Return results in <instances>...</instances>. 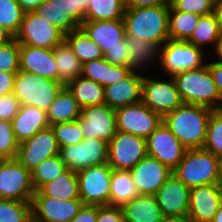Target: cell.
<instances>
[{
    "label": "cell",
    "mask_w": 222,
    "mask_h": 222,
    "mask_svg": "<svg viewBox=\"0 0 222 222\" xmlns=\"http://www.w3.org/2000/svg\"><path fill=\"white\" fill-rule=\"evenodd\" d=\"M212 109L183 104L163 117V122L188 149L203 148Z\"/></svg>",
    "instance_id": "6da1fadb"
},
{
    "label": "cell",
    "mask_w": 222,
    "mask_h": 222,
    "mask_svg": "<svg viewBox=\"0 0 222 222\" xmlns=\"http://www.w3.org/2000/svg\"><path fill=\"white\" fill-rule=\"evenodd\" d=\"M170 5L126 8V35L162 46L169 39Z\"/></svg>",
    "instance_id": "7a4b0ae2"
},
{
    "label": "cell",
    "mask_w": 222,
    "mask_h": 222,
    "mask_svg": "<svg viewBox=\"0 0 222 222\" xmlns=\"http://www.w3.org/2000/svg\"><path fill=\"white\" fill-rule=\"evenodd\" d=\"M173 79L184 104L220 110L222 99L207 64L175 74Z\"/></svg>",
    "instance_id": "3957f363"
},
{
    "label": "cell",
    "mask_w": 222,
    "mask_h": 222,
    "mask_svg": "<svg viewBox=\"0 0 222 222\" xmlns=\"http://www.w3.org/2000/svg\"><path fill=\"white\" fill-rule=\"evenodd\" d=\"M172 173L189 188L220 183L221 159L203 148L188 149Z\"/></svg>",
    "instance_id": "277c9868"
},
{
    "label": "cell",
    "mask_w": 222,
    "mask_h": 222,
    "mask_svg": "<svg viewBox=\"0 0 222 222\" xmlns=\"http://www.w3.org/2000/svg\"><path fill=\"white\" fill-rule=\"evenodd\" d=\"M63 86L58 81L19 70L16 73L13 94L21 105H30L47 111Z\"/></svg>",
    "instance_id": "5b68a950"
},
{
    "label": "cell",
    "mask_w": 222,
    "mask_h": 222,
    "mask_svg": "<svg viewBox=\"0 0 222 222\" xmlns=\"http://www.w3.org/2000/svg\"><path fill=\"white\" fill-rule=\"evenodd\" d=\"M205 51L188 41L168 39L160 48L159 65L170 77L203 67Z\"/></svg>",
    "instance_id": "8992f818"
},
{
    "label": "cell",
    "mask_w": 222,
    "mask_h": 222,
    "mask_svg": "<svg viewBox=\"0 0 222 222\" xmlns=\"http://www.w3.org/2000/svg\"><path fill=\"white\" fill-rule=\"evenodd\" d=\"M35 192L31 171L17 159H5L0 165V199L32 202Z\"/></svg>",
    "instance_id": "52a82bcc"
},
{
    "label": "cell",
    "mask_w": 222,
    "mask_h": 222,
    "mask_svg": "<svg viewBox=\"0 0 222 222\" xmlns=\"http://www.w3.org/2000/svg\"><path fill=\"white\" fill-rule=\"evenodd\" d=\"M141 101L162 118L184 104L173 77L165 81L146 76L144 73Z\"/></svg>",
    "instance_id": "ba28073f"
},
{
    "label": "cell",
    "mask_w": 222,
    "mask_h": 222,
    "mask_svg": "<svg viewBox=\"0 0 222 222\" xmlns=\"http://www.w3.org/2000/svg\"><path fill=\"white\" fill-rule=\"evenodd\" d=\"M44 18L34 12H25L20 30L14 37L20 45L54 49L65 40V34Z\"/></svg>",
    "instance_id": "9c48e42d"
},
{
    "label": "cell",
    "mask_w": 222,
    "mask_h": 222,
    "mask_svg": "<svg viewBox=\"0 0 222 222\" xmlns=\"http://www.w3.org/2000/svg\"><path fill=\"white\" fill-rule=\"evenodd\" d=\"M59 155L67 169L77 173L84 168L108 163V142L84 138L78 144L61 147Z\"/></svg>",
    "instance_id": "30bf717a"
},
{
    "label": "cell",
    "mask_w": 222,
    "mask_h": 222,
    "mask_svg": "<svg viewBox=\"0 0 222 222\" xmlns=\"http://www.w3.org/2000/svg\"><path fill=\"white\" fill-rule=\"evenodd\" d=\"M112 170L106 163L77 172L79 195L84 205H109Z\"/></svg>",
    "instance_id": "8fae6325"
},
{
    "label": "cell",
    "mask_w": 222,
    "mask_h": 222,
    "mask_svg": "<svg viewBox=\"0 0 222 222\" xmlns=\"http://www.w3.org/2000/svg\"><path fill=\"white\" fill-rule=\"evenodd\" d=\"M147 155L146 139L117 131L108 143V165L114 170H131Z\"/></svg>",
    "instance_id": "7c38bea8"
},
{
    "label": "cell",
    "mask_w": 222,
    "mask_h": 222,
    "mask_svg": "<svg viewBox=\"0 0 222 222\" xmlns=\"http://www.w3.org/2000/svg\"><path fill=\"white\" fill-rule=\"evenodd\" d=\"M116 111L117 131L147 137L161 124L163 118L150 110L142 101L118 108Z\"/></svg>",
    "instance_id": "4fadbf2b"
},
{
    "label": "cell",
    "mask_w": 222,
    "mask_h": 222,
    "mask_svg": "<svg viewBox=\"0 0 222 222\" xmlns=\"http://www.w3.org/2000/svg\"><path fill=\"white\" fill-rule=\"evenodd\" d=\"M79 120L84 138L109 143L117 132L116 111L106 104L83 107Z\"/></svg>",
    "instance_id": "5bb4252c"
},
{
    "label": "cell",
    "mask_w": 222,
    "mask_h": 222,
    "mask_svg": "<svg viewBox=\"0 0 222 222\" xmlns=\"http://www.w3.org/2000/svg\"><path fill=\"white\" fill-rule=\"evenodd\" d=\"M147 155L158 159L172 171L178 166L186 148L162 121L146 139Z\"/></svg>",
    "instance_id": "9a60e30c"
},
{
    "label": "cell",
    "mask_w": 222,
    "mask_h": 222,
    "mask_svg": "<svg viewBox=\"0 0 222 222\" xmlns=\"http://www.w3.org/2000/svg\"><path fill=\"white\" fill-rule=\"evenodd\" d=\"M60 154V147L51 126L38 131L30 139L19 144L16 159L29 171L43 160Z\"/></svg>",
    "instance_id": "2e32d148"
},
{
    "label": "cell",
    "mask_w": 222,
    "mask_h": 222,
    "mask_svg": "<svg viewBox=\"0 0 222 222\" xmlns=\"http://www.w3.org/2000/svg\"><path fill=\"white\" fill-rule=\"evenodd\" d=\"M154 196L164 218L188 216L190 188L173 173Z\"/></svg>",
    "instance_id": "e0dca14e"
},
{
    "label": "cell",
    "mask_w": 222,
    "mask_h": 222,
    "mask_svg": "<svg viewBox=\"0 0 222 222\" xmlns=\"http://www.w3.org/2000/svg\"><path fill=\"white\" fill-rule=\"evenodd\" d=\"M32 222H70L83 207L81 199L60 200L33 196Z\"/></svg>",
    "instance_id": "ac0fdd59"
},
{
    "label": "cell",
    "mask_w": 222,
    "mask_h": 222,
    "mask_svg": "<svg viewBox=\"0 0 222 222\" xmlns=\"http://www.w3.org/2000/svg\"><path fill=\"white\" fill-rule=\"evenodd\" d=\"M129 171L140 195H154L172 174L169 167L149 155Z\"/></svg>",
    "instance_id": "d6986e66"
},
{
    "label": "cell",
    "mask_w": 222,
    "mask_h": 222,
    "mask_svg": "<svg viewBox=\"0 0 222 222\" xmlns=\"http://www.w3.org/2000/svg\"><path fill=\"white\" fill-rule=\"evenodd\" d=\"M221 204L219 183L190 188L188 217L193 222H211Z\"/></svg>",
    "instance_id": "ffe728a7"
},
{
    "label": "cell",
    "mask_w": 222,
    "mask_h": 222,
    "mask_svg": "<svg viewBox=\"0 0 222 222\" xmlns=\"http://www.w3.org/2000/svg\"><path fill=\"white\" fill-rule=\"evenodd\" d=\"M143 73L133 70L126 78L104 87L105 104L118 109L141 101Z\"/></svg>",
    "instance_id": "44dd1931"
},
{
    "label": "cell",
    "mask_w": 222,
    "mask_h": 222,
    "mask_svg": "<svg viewBox=\"0 0 222 222\" xmlns=\"http://www.w3.org/2000/svg\"><path fill=\"white\" fill-rule=\"evenodd\" d=\"M80 28L102 49L104 55L119 46L126 35L123 19L84 21Z\"/></svg>",
    "instance_id": "7402d4cb"
},
{
    "label": "cell",
    "mask_w": 222,
    "mask_h": 222,
    "mask_svg": "<svg viewBox=\"0 0 222 222\" xmlns=\"http://www.w3.org/2000/svg\"><path fill=\"white\" fill-rule=\"evenodd\" d=\"M20 70L58 81L54 49L20 45Z\"/></svg>",
    "instance_id": "603a6c76"
},
{
    "label": "cell",
    "mask_w": 222,
    "mask_h": 222,
    "mask_svg": "<svg viewBox=\"0 0 222 222\" xmlns=\"http://www.w3.org/2000/svg\"><path fill=\"white\" fill-rule=\"evenodd\" d=\"M11 125L19 144L50 126L46 111L30 105H21L19 112L11 121Z\"/></svg>",
    "instance_id": "cb8c5ba5"
},
{
    "label": "cell",
    "mask_w": 222,
    "mask_h": 222,
    "mask_svg": "<svg viewBox=\"0 0 222 222\" xmlns=\"http://www.w3.org/2000/svg\"><path fill=\"white\" fill-rule=\"evenodd\" d=\"M132 71L129 67L113 65L104 57L82 64V76L99 83L103 87L123 80Z\"/></svg>",
    "instance_id": "d4e9b609"
},
{
    "label": "cell",
    "mask_w": 222,
    "mask_h": 222,
    "mask_svg": "<svg viewBox=\"0 0 222 222\" xmlns=\"http://www.w3.org/2000/svg\"><path fill=\"white\" fill-rule=\"evenodd\" d=\"M124 222H163L161 208L154 195H139L122 206Z\"/></svg>",
    "instance_id": "484cf974"
},
{
    "label": "cell",
    "mask_w": 222,
    "mask_h": 222,
    "mask_svg": "<svg viewBox=\"0 0 222 222\" xmlns=\"http://www.w3.org/2000/svg\"><path fill=\"white\" fill-rule=\"evenodd\" d=\"M81 110L82 108L72 92L65 85L46 111L48 123L51 126L57 123L76 121L81 115Z\"/></svg>",
    "instance_id": "4316f807"
},
{
    "label": "cell",
    "mask_w": 222,
    "mask_h": 222,
    "mask_svg": "<svg viewBox=\"0 0 222 222\" xmlns=\"http://www.w3.org/2000/svg\"><path fill=\"white\" fill-rule=\"evenodd\" d=\"M33 196L60 200L80 199L77 173L67 169L51 182L42 185Z\"/></svg>",
    "instance_id": "83f0119b"
},
{
    "label": "cell",
    "mask_w": 222,
    "mask_h": 222,
    "mask_svg": "<svg viewBox=\"0 0 222 222\" xmlns=\"http://www.w3.org/2000/svg\"><path fill=\"white\" fill-rule=\"evenodd\" d=\"M54 59L58 70V82L64 86L82 75V63L65 40L54 48Z\"/></svg>",
    "instance_id": "f1b7e54d"
},
{
    "label": "cell",
    "mask_w": 222,
    "mask_h": 222,
    "mask_svg": "<svg viewBox=\"0 0 222 222\" xmlns=\"http://www.w3.org/2000/svg\"><path fill=\"white\" fill-rule=\"evenodd\" d=\"M139 195L129 170H112L109 205L122 207Z\"/></svg>",
    "instance_id": "f546056e"
},
{
    "label": "cell",
    "mask_w": 222,
    "mask_h": 222,
    "mask_svg": "<svg viewBox=\"0 0 222 222\" xmlns=\"http://www.w3.org/2000/svg\"><path fill=\"white\" fill-rule=\"evenodd\" d=\"M125 38L131 58L132 70H142L149 64L151 65L160 60L161 46L159 44H154L130 35H125Z\"/></svg>",
    "instance_id": "4dcf8cb0"
},
{
    "label": "cell",
    "mask_w": 222,
    "mask_h": 222,
    "mask_svg": "<svg viewBox=\"0 0 222 222\" xmlns=\"http://www.w3.org/2000/svg\"><path fill=\"white\" fill-rule=\"evenodd\" d=\"M66 86L81 108L105 104L104 87L93 80L81 75L71 80Z\"/></svg>",
    "instance_id": "1f68e13d"
},
{
    "label": "cell",
    "mask_w": 222,
    "mask_h": 222,
    "mask_svg": "<svg viewBox=\"0 0 222 222\" xmlns=\"http://www.w3.org/2000/svg\"><path fill=\"white\" fill-rule=\"evenodd\" d=\"M65 41L82 64L104 57L102 49L81 28L65 34Z\"/></svg>",
    "instance_id": "d6a6232c"
},
{
    "label": "cell",
    "mask_w": 222,
    "mask_h": 222,
    "mask_svg": "<svg viewBox=\"0 0 222 222\" xmlns=\"http://www.w3.org/2000/svg\"><path fill=\"white\" fill-rule=\"evenodd\" d=\"M200 15L169 9V39L187 41L197 26Z\"/></svg>",
    "instance_id": "836d02e7"
},
{
    "label": "cell",
    "mask_w": 222,
    "mask_h": 222,
    "mask_svg": "<svg viewBox=\"0 0 222 222\" xmlns=\"http://www.w3.org/2000/svg\"><path fill=\"white\" fill-rule=\"evenodd\" d=\"M125 11L124 0H91L85 21L123 19Z\"/></svg>",
    "instance_id": "e575fe53"
},
{
    "label": "cell",
    "mask_w": 222,
    "mask_h": 222,
    "mask_svg": "<svg viewBox=\"0 0 222 222\" xmlns=\"http://www.w3.org/2000/svg\"><path fill=\"white\" fill-rule=\"evenodd\" d=\"M221 29L214 13L200 16L197 26L187 40L193 45L204 49L206 45L215 47Z\"/></svg>",
    "instance_id": "d590c367"
},
{
    "label": "cell",
    "mask_w": 222,
    "mask_h": 222,
    "mask_svg": "<svg viewBox=\"0 0 222 222\" xmlns=\"http://www.w3.org/2000/svg\"><path fill=\"white\" fill-rule=\"evenodd\" d=\"M33 12L38 16H45L44 19L49 24L57 27L64 34L80 28L68 12L61 6L52 4L49 0H44Z\"/></svg>",
    "instance_id": "8d00e7d4"
},
{
    "label": "cell",
    "mask_w": 222,
    "mask_h": 222,
    "mask_svg": "<svg viewBox=\"0 0 222 222\" xmlns=\"http://www.w3.org/2000/svg\"><path fill=\"white\" fill-rule=\"evenodd\" d=\"M66 170V164L62 161L60 155L43 160L31 171L35 190L37 191L42 185L51 182Z\"/></svg>",
    "instance_id": "74e56055"
},
{
    "label": "cell",
    "mask_w": 222,
    "mask_h": 222,
    "mask_svg": "<svg viewBox=\"0 0 222 222\" xmlns=\"http://www.w3.org/2000/svg\"><path fill=\"white\" fill-rule=\"evenodd\" d=\"M0 222H32V203L0 199Z\"/></svg>",
    "instance_id": "f35d334b"
},
{
    "label": "cell",
    "mask_w": 222,
    "mask_h": 222,
    "mask_svg": "<svg viewBox=\"0 0 222 222\" xmlns=\"http://www.w3.org/2000/svg\"><path fill=\"white\" fill-rule=\"evenodd\" d=\"M24 14L17 0H0V25L14 37L20 30Z\"/></svg>",
    "instance_id": "ab89813d"
},
{
    "label": "cell",
    "mask_w": 222,
    "mask_h": 222,
    "mask_svg": "<svg viewBox=\"0 0 222 222\" xmlns=\"http://www.w3.org/2000/svg\"><path fill=\"white\" fill-rule=\"evenodd\" d=\"M203 149L222 158V111L212 110L207 125L206 140Z\"/></svg>",
    "instance_id": "60d3db41"
},
{
    "label": "cell",
    "mask_w": 222,
    "mask_h": 222,
    "mask_svg": "<svg viewBox=\"0 0 222 222\" xmlns=\"http://www.w3.org/2000/svg\"><path fill=\"white\" fill-rule=\"evenodd\" d=\"M51 128L60 148L78 144L84 139L79 119L72 122L57 123L51 125Z\"/></svg>",
    "instance_id": "b9f144b4"
},
{
    "label": "cell",
    "mask_w": 222,
    "mask_h": 222,
    "mask_svg": "<svg viewBox=\"0 0 222 222\" xmlns=\"http://www.w3.org/2000/svg\"><path fill=\"white\" fill-rule=\"evenodd\" d=\"M19 55L20 44L15 38L0 45V71L17 73L20 70Z\"/></svg>",
    "instance_id": "7bdbcfd3"
},
{
    "label": "cell",
    "mask_w": 222,
    "mask_h": 222,
    "mask_svg": "<svg viewBox=\"0 0 222 222\" xmlns=\"http://www.w3.org/2000/svg\"><path fill=\"white\" fill-rule=\"evenodd\" d=\"M18 148L11 121L0 120V154L5 159H16Z\"/></svg>",
    "instance_id": "ee69618b"
},
{
    "label": "cell",
    "mask_w": 222,
    "mask_h": 222,
    "mask_svg": "<svg viewBox=\"0 0 222 222\" xmlns=\"http://www.w3.org/2000/svg\"><path fill=\"white\" fill-rule=\"evenodd\" d=\"M170 4L177 10L195 15L213 13L214 3L211 0H170Z\"/></svg>",
    "instance_id": "f6af8a7d"
},
{
    "label": "cell",
    "mask_w": 222,
    "mask_h": 222,
    "mask_svg": "<svg viewBox=\"0 0 222 222\" xmlns=\"http://www.w3.org/2000/svg\"><path fill=\"white\" fill-rule=\"evenodd\" d=\"M20 107L21 103L13 93L0 95V120L12 121Z\"/></svg>",
    "instance_id": "bcb514c9"
},
{
    "label": "cell",
    "mask_w": 222,
    "mask_h": 222,
    "mask_svg": "<svg viewBox=\"0 0 222 222\" xmlns=\"http://www.w3.org/2000/svg\"><path fill=\"white\" fill-rule=\"evenodd\" d=\"M104 58L113 65L131 68V58L126 44V38L120 42L119 46L107 52Z\"/></svg>",
    "instance_id": "7dc6e473"
},
{
    "label": "cell",
    "mask_w": 222,
    "mask_h": 222,
    "mask_svg": "<svg viewBox=\"0 0 222 222\" xmlns=\"http://www.w3.org/2000/svg\"><path fill=\"white\" fill-rule=\"evenodd\" d=\"M97 222H124L122 207L111 205L97 206Z\"/></svg>",
    "instance_id": "c3c4849f"
},
{
    "label": "cell",
    "mask_w": 222,
    "mask_h": 222,
    "mask_svg": "<svg viewBox=\"0 0 222 222\" xmlns=\"http://www.w3.org/2000/svg\"><path fill=\"white\" fill-rule=\"evenodd\" d=\"M49 1L56 6H61L79 26L81 25V0Z\"/></svg>",
    "instance_id": "681fc988"
},
{
    "label": "cell",
    "mask_w": 222,
    "mask_h": 222,
    "mask_svg": "<svg viewBox=\"0 0 222 222\" xmlns=\"http://www.w3.org/2000/svg\"><path fill=\"white\" fill-rule=\"evenodd\" d=\"M70 222H97V205H83Z\"/></svg>",
    "instance_id": "f907efd6"
},
{
    "label": "cell",
    "mask_w": 222,
    "mask_h": 222,
    "mask_svg": "<svg viewBox=\"0 0 222 222\" xmlns=\"http://www.w3.org/2000/svg\"><path fill=\"white\" fill-rule=\"evenodd\" d=\"M209 67V71L212 75L213 81L216 84L217 91L222 99V62L210 61L206 63Z\"/></svg>",
    "instance_id": "816d5d0a"
},
{
    "label": "cell",
    "mask_w": 222,
    "mask_h": 222,
    "mask_svg": "<svg viewBox=\"0 0 222 222\" xmlns=\"http://www.w3.org/2000/svg\"><path fill=\"white\" fill-rule=\"evenodd\" d=\"M16 73L0 71V95L13 93Z\"/></svg>",
    "instance_id": "f5cc1de1"
},
{
    "label": "cell",
    "mask_w": 222,
    "mask_h": 222,
    "mask_svg": "<svg viewBox=\"0 0 222 222\" xmlns=\"http://www.w3.org/2000/svg\"><path fill=\"white\" fill-rule=\"evenodd\" d=\"M126 8L170 5V0H124Z\"/></svg>",
    "instance_id": "db71d44e"
},
{
    "label": "cell",
    "mask_w": 222,
    "mask_h": 222,
    "mask_svg": "<svg viewBox=\"0 0 222 222\" xmlns=\"http://www.w3.org/2000/svg\"><path fill=\"white\" fill-rule=\"evenodd\" d=\"M44 0H17L25 12H33Z\"/></svg>",
    "instance_id": "11a10c76"
},
{
    "label": "cell",
    "mask_w": 222,
    "mask_h": 222,
    "mask_svg": "<svg viewBox=\"0 0 222 222\" xmlns=\"http://www.w3.org/2000/svg\"><path fill=\"white\" fill-rule=\"evenodd\" d=\"M213 13L216 16L217 22L222 31V0H217L214 3Z\"/></svg>",
    "instance_id": "9f6ffc18"
},
{
    "label": "cell",
    "mask_w": 222,
    "mask_h": 222,
    "mask_svg": "<svg viewBox=\"0 0 222 222\" xmlns=\"http://www.w3.org/2000/svg\"><path fill=\"white\" fill-rule=\"evenodd\" d=\"M214 49V53L216 54V57L215 60L216 61H219V62H222V31L220 32V35L216 41V44H215V47L213 48Z\"/></svg>",
    "instance_id": "6f0895ef"
},
{
    "label": "cell",
    "mask_w": 222,
    "mask_h": 222,
    "mask_svg": "<svg viewBox=\"0 0 222 222\" xmlns=\"http://www.w3.org/2000/svg\"><path fill=\"white\" fill-rule=\"evenodd\" d=\"M14 38L3 26L0 25V45L6 44Z\"/></svg>",
    "instance_id": "680465c9"
},
{
    "label": "cell",
    "mask_w": 222,
    "mask_h": 222,
    "mask_svg": "<svg viewBox=\"0 0 222 222\" xmlns=\"http://www.w3.org/2000/svg\"><path fill=\"white\" fill-rule=\"evenodd\" d=\"M91 0H81V24L85 21V13L88 10Z\"/></svg>",
    "instance_id": "91938a15"
},
{
    "label": "cell",
    "mask_w": 222,
    "mask_h": 222,
    "mask_svg": "<svg viewBox=\"0 0 222 222\" xmlns=\"http://www.w3.org/2000/svg\"><path fill=\"white\" fill-rule=\"evenodd\" d=\"M163 222H193L188 216L179 218H164Z\"/></svg>",
    "instance_id": "94428289"
},
{
    "label": "cell",
    "mask_w": 222,
    "mask_h": 222,
    "mask_svg": "<svg viewBox=\"0 0 222 222\" xmlns=\"http://www.w3.org/2000/svg\"><path fill=\"white\" fill-rule=\"evenodd\" d=\"M211 222H222V204L219 206L214 218Z\"/></svg>",
    "instance_id": "6125c7cd"
},
{
    "label": "cell",
    "mask_w": 222,
    "mask_h": 222,
    "mask_svg": "<svg viewBox=\"0 0 222 222\" xmlns=\"http://www.w3.org/2000/svg\"><path fill=\"white\" fill-rule=\"evenodd\" d=\"M5 161V158L0 154V165Z\"/></svg>",
    "instance_id": "be15d7a7"
},
{
    "label": "cell",
    "mask_w": 222,
    "mask_h": 222,
    "mask_svg": "<svg viewBox=\"0 0 222 222\" xmlns=\"http://www.w3.org/2000/svg\"><path fill=\"white\" fill-rule=\"evenodd\" d=\"M220 188H221V194H222V177H221V179H220Z\"/></svg>",
    "instance_id": "e7e4bbea"
}]
</instances>
